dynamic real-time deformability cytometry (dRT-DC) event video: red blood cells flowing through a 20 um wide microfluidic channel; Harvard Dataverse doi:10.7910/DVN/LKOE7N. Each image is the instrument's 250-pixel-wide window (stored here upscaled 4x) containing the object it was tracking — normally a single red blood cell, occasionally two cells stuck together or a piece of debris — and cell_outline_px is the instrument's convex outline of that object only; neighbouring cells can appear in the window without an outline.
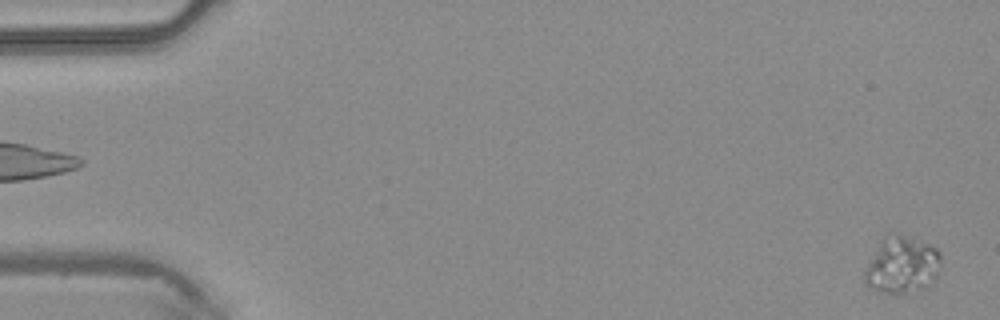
{"species": "common noctule bat (a hibernating species)", "species_latin": "Nyctalus noctula", "temperature_condition": "warm", "stored_images_in_passage": 47, "camera_frame_rate_fps": 3000, "um_per_image_px": 0.085, "animal": {"sex": "male", "body_mass_g": 20.4}, "frame": {"image": 1, "passage_image": 1, "time_ms": 0.0, "image_size_px": [1000, 320], "cell_outline_px": [[940, 264], [936, 280], [924, 288], [904, 292], [884, 292], [868, 288], [864, 284], [864, 272], [868, 264], [880, 244], [884, 240], [896, 232], [900, 232], [928, 244], [936, 248], [940, 252]], "centroid_in_image_um": [76.7, 22.53], "position_along_channel_um": 8.3, "area_um2": 24.85}}
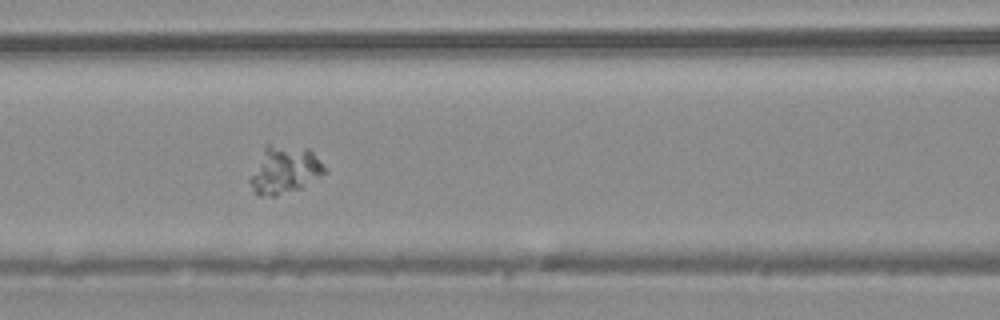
{"frame": {"image": 2, "passage_image": 20, "time_ms": 6.333, "image_size_px": [1000, 320], "cell_outline_px": [[328, 172], [300, 188], [276, 196], [260, 196], [252, 188], [248, 180], [264, 144], [268, 144], [308, 148], [328, 168]], "centroid_in_image_um": [24.19, 14.43], "position_along_channel_um": 142.4, "area_um2": 20.87}}
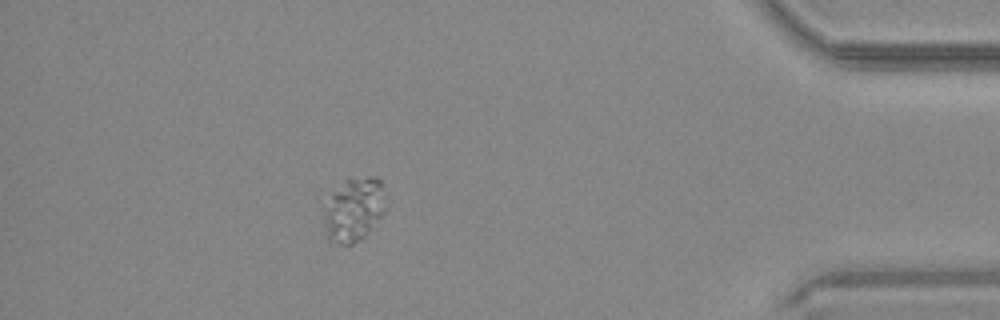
{"frame": {"image": 3, "passage_image": 41, "time_ms": 13.333, "image_size_px": [1000, 320], "cell_outline_px": [[384, 212], [364, 236], [360, 240], [352, 244], [340, 244], [328, 240], [320, 204], [348, 180], [376, 176], [380, 180], [384, 196]], "centroid_in_image_um": [30.01, 17.84], "position_along_channel_um": 405.2, "area_um2": 22.77}}